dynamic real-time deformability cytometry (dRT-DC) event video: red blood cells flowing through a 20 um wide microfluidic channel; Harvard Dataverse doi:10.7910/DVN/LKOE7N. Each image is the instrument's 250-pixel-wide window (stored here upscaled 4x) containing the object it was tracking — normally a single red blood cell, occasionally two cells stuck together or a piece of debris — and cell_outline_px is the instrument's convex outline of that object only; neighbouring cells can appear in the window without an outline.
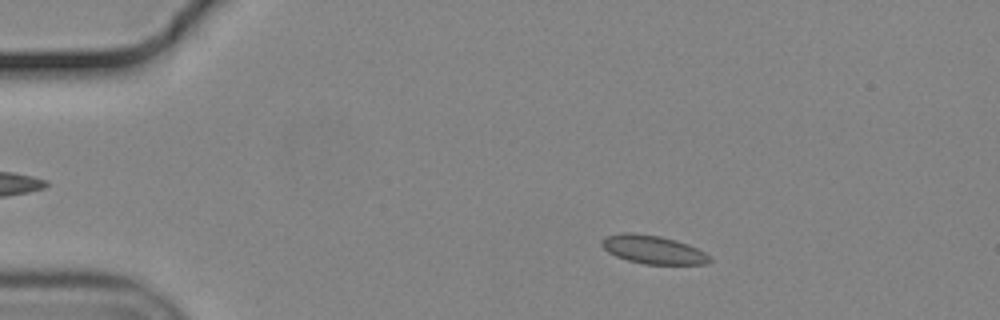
{"species": "common noctule bat (a hibernating species)", "species_latin": "Nyctalus noctula", "temperature_condition": "cold", "stored_images_in_passage": 56, "camera_frame_rate_fps": 3000, "um_per_image_px": 0.085, "animal": {"sex": "male", "body_mass_g": 19.2, "forearm_length_mm": 51.8}, "frame": {"image": 1, "passage_image": 10, "time_ms": 3.0, "image_size_px": [1000, 320], "cell_outline_px": [[712, 260], [708, 264], [644, 264], [628, 260], [616, 256], [608, 252], [600, 244], [600, 240], [604, 236], [624, 232], [632, 232], [660, 236], [676, 240], [688, 244], [712, 256]], "centroid_in_image_um": [55.5, 21.21], "position_along_channel_um": 29.5, "area_um2": 18.03}}
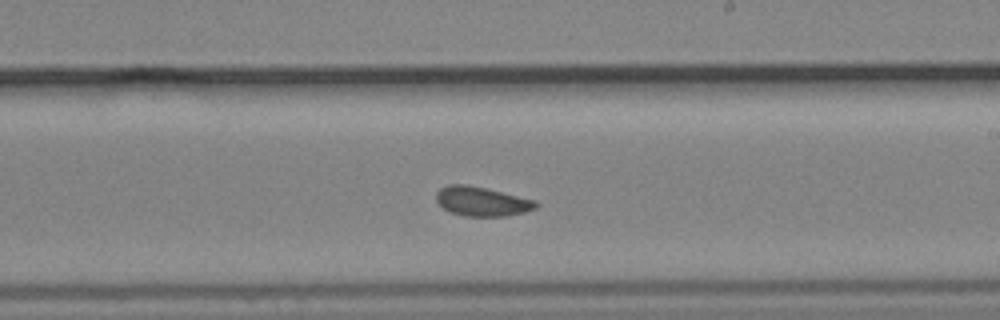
{"frame": {"image": 2, "passage_image": 33, "time_ms": 10.667, "image_size_px": [1000, 320], "cell_outline_px": [[540, 204], [536, 208], [524, 212], [504, 216], [464, 216], [452, 212], [444, 208], [436, 200], [436, 192], [440, 188], [448, 184], [464, 184], [484, 188], [536, 200]], "centroid_in_image_um": [40.96, 17.12], "position_along_channel_um": 248.0, "area_um2": 16.88}}
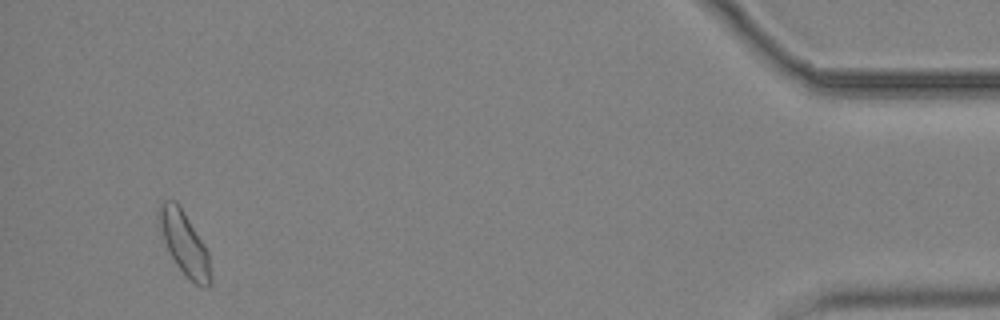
{"frame": {"image": 3, "passage_image": 53, "time_ms": 17.333, "image_size_px": [1000, 320], "cell_outline_px": [[212, 284], [208, 288], [204, 288], [196, 284], [176, 264], [160, 240], [156, 220], [156, 208], [160, 200], [176, 200], [184, 212], [204, 244], [208, 252], [212, 280]], "centroid_in_image_um": [15.58, 20.62], "position_along_channel_um": 419.6, "area_um2": 19.77}, "authors_computed_cell_mechanics": {"area_um2": 17.2244, "velocity_mm_per_s": 3.6872, "shape_relaxation_time_tau1_ms": null, "shape_relaxation_time_tau2_ms": 2.0713, "deformation_change_tau1": null, "deformation_change_tau2": 0.0603}}